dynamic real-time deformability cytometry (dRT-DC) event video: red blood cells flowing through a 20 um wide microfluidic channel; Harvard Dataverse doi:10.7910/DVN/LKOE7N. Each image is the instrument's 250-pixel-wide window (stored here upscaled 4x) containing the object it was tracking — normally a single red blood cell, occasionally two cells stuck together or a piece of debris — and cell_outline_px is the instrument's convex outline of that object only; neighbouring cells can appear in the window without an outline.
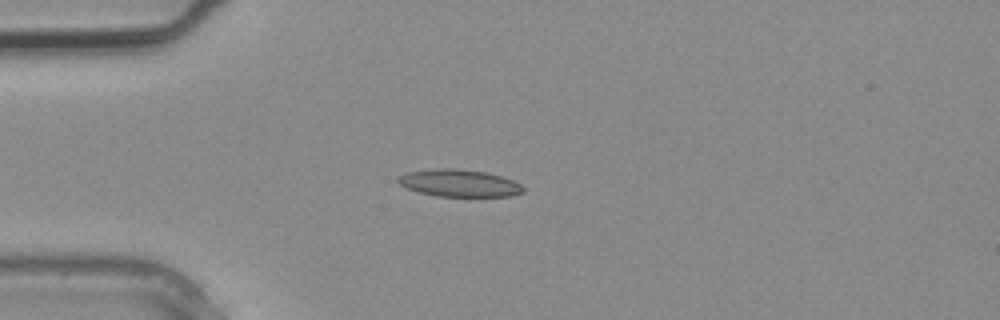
{"species": "common noctule bat (a hibernating species)", "species_latin": "Nyctalus noctula", "temperature_condition": "warm", "stored_images_in_passage": 3, "camera_frame_rate_fps": 3000, "um_per_image_px": 0.085, "animal": {"sex": "male", "body_mass_g": 20.4}, "frame": {"image": 1, "passage_image": 3, "time_ms": 0.667, "image_size_px": [1000, 320], "cell_outline_px": [[524, 192], [508, 196], [436, 196], [420, 192], [408, 188], [400, 184], [396, 180], [396, 176], [408, 172], [440, 168], [456, 168], [484, 172], [500, 176], [512, 180], [520, 184], [524, 188]], "centroid_in_image_um": [39.01, 15.56], "position_along_channel_um": 46.0, "area_um2": 19.65}}